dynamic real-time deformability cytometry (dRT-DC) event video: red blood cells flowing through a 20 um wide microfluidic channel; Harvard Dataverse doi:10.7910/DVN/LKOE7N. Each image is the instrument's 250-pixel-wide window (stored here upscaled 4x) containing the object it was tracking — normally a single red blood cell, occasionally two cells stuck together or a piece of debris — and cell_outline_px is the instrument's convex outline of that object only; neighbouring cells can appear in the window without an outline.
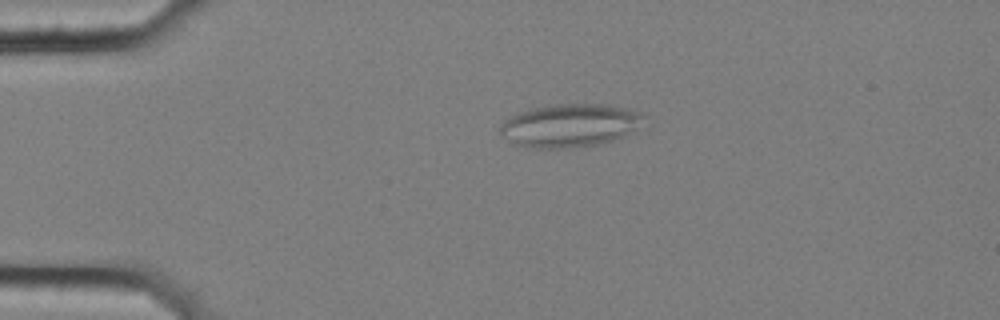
{"species": "common noctule bat (a hibernating species)", "species_latin": "Nyctalus noctula", "temperature_condition": "cold", "stored_images_in_passage": 55, "camera_frame_rate_fps": 3000, "um_per_image_px": 0.085, "animal": {"sex": "female", "body_mass_g": 25.1}, "frame": {"image": 1, "passage_image": 11, "time_ms": 3.333, "image_size_px": [1000, 320], "cell_outline_px": [[648, 116], [620, 136], [612, 140], [600, 144], [564, 148], [532, 148], [512, 144], [500, 132], [500, 124], [504, 120], [520, 112], [532, 108], [548, 104], [604, 104], [624, 108], [640, 112]], "centroid_in_image_um": [48.35, 10.65], "position_along_channel_um": 36.7, "area_um2": 35.6}}
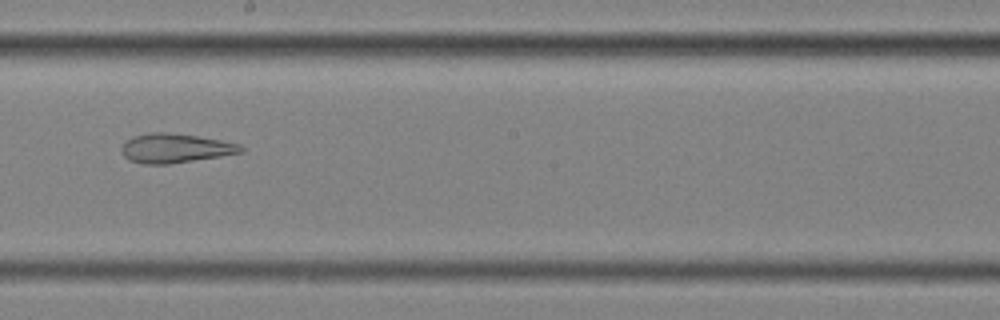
{"frame": {"image": 2, "passage_image": 31, "time_ms": 10.0, "image_size_px": [1000, 320], "cell_outline_px": [[244, 152], [220, 156], [168, 164], [144, 164], [128, 160], [120, 152], [120, 148], [132, 136], [148, 132], [164, 132], [196, 136], [220, 140], [240, 144], [244, 148]], "centroid_in_image_um": [14.86, 12.6], "position_along_channel_um": 233.3, "area_um2": 20.29}}
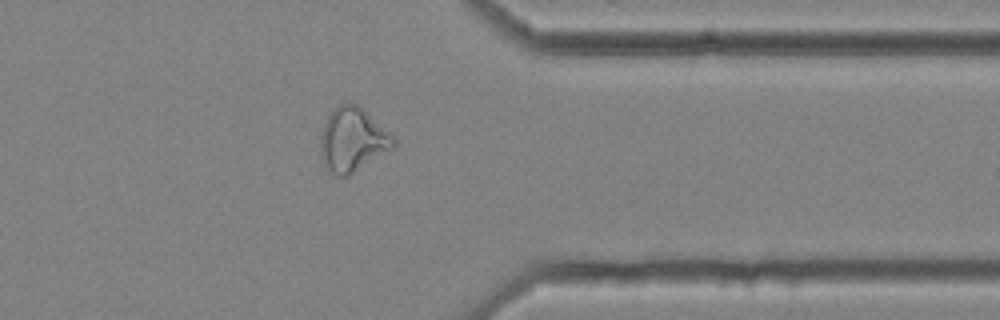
{"frame": {"image": 3, "passage_image": 44, "time_ms": 14.333, "image_size_px": [1000, 320], "cell_outline_px": [[396, 144], [392, 148], [348, 176], [336, 176], [324, 164], [320, 148], [320, 140], [324, 124], [328, 116], [340, 104], [348, 100], [356, 104], [388, 132], [396, 140]], "centroid_in_image_um": [29.94, 11.88], "position_along_channel_um": 381.5, "area_um2": 26.47}, "authors_computed_cell_mechanics": {"area_um2": 27.9174, "velocity_mm_per_s": 3.562, "shape_relaxation_time_tau1_ms": null, "shape_relaxation_time_tau2_ms": 3.9384, "deformation_change_tau1": null, "deformation_change_tau2": 0.1497}}